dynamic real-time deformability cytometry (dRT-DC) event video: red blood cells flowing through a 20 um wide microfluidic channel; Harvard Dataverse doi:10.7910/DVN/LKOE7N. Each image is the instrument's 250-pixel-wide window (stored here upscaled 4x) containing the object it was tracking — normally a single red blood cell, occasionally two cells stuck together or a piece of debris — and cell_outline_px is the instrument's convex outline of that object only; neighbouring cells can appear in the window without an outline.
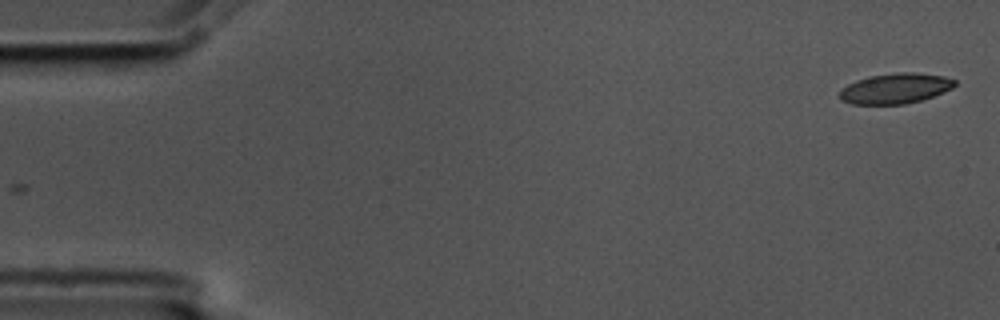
{"species": "common noctule bat (a hibernating species)", "species_latin": "Nyctalus noctula", "temperature_condition": "cold", "stored_images_in_passage": 56, "camera_frame_rate_fps": 3000, "um_per_image_px": 0.085, "animal": {"sex": "male", "body_mass_g": 17.5, "forearm_length_mm": 52.3}, "frame": {"image": 1, "passage_image": 1, "time_ms": 0.0, "image_size_px": [1000, 320], "cell_outline_px": [[956, 84], [952, 88], [944, 92], [920, 100], [904, 104], [852, 104], [840, 100], [840, 88], [856, 80], [872, 76], [900, 72], [916, 72], [944, 76], [956, 80]], "centroid_in_image_um": [76.1, 7.51], "position_along_channel_um": 8.9, "area_um2": 20.29}}
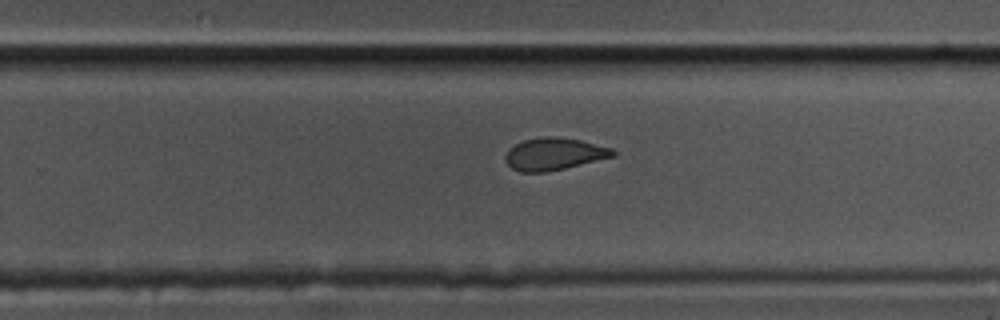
{"frame": {"image": 2, "passage_image": 35, "time_ms": 11.333, "image_size_px": [1000, 320], "cell_outline_px": [[616, 156], [564, 168], [544, 172], [520, 172], [512, 168], [504, 160], [504, 156], [508, 148], [524, 140], [544, 136], [556, 136], [580, 140], [612, 148], [616, 152]], "centroid_in_image_um": [47.08, 13.08], "position_along_channel_um": 282.7, "area_um2": 20.23}}
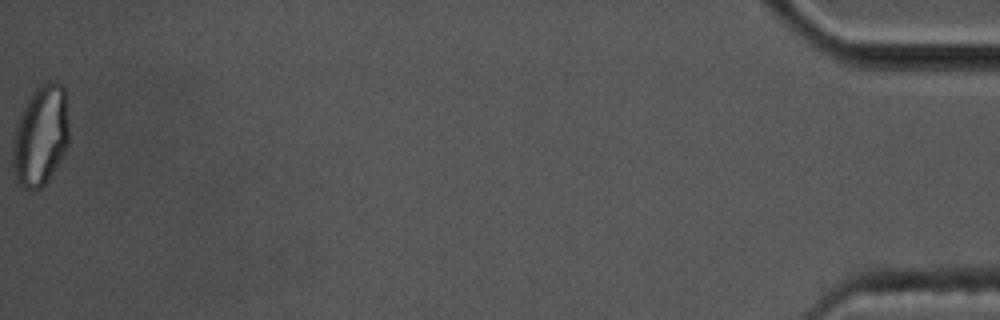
{"frame": {"image": 3, "passage_image": 56, "time_ms": 18.333, "image_size_px": [1000, 320], "cell_outline_px": [[68, 144], [56, 168], [48, 180], [40, 188], [32, 192], [24, 188], [16, 180], [12, 172], [12, 140], [16, 124], [32, 92], [44, 80], [56, 80], [64, 88], [68, 124]], "centroid_in_image_um": [3.43, 11.56], "position_along_channel_um": 431.8, "area_um2": 33.29}, "authors_computed_cell_mechanics": {"area_um2": 21.0103, "velocity_mm_per_s": 3.5654, "shape_relaxation_time_tau1_ms": 6.88, "shape_relaxation_time_tau2_ms": 3.0592, "deformation_change_tau1": 0.1418, "deformation_change_tau2": 0.0732}}